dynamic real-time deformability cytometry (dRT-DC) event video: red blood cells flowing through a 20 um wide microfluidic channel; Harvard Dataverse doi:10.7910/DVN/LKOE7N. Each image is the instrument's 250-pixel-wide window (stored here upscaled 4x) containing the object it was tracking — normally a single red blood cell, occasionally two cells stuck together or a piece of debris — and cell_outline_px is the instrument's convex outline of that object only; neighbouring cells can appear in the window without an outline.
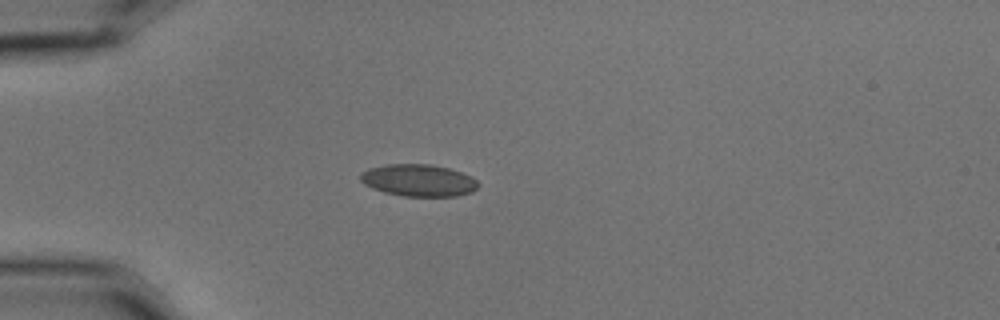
{"species": "common noctule bat (a hibernating species)", "species_latin": "Nyctalus noctula", "temperature_condition": "cold", "stored_images_in_passage": 4, "camera_frame_rate_fps": 3000, "um_per_image_px": 0.085, "animal": {"sex": "male", "body_mass_g": 15.6}, "frame": {"image": 1, "passage_image": 4, "time_ms": 1.0, "image_size_px": [1000, 320], "cell_outline_px": [[480, 184], [472, 192], [456, 196], [404, 196], [384, 192], [372, 188], [364, 184], [360, 180], [360, 172], [368, 168], [388, 164], [432, 164], [448, 168], [472, 176]], "centroid_in_image_um": [35.56, 15.32], "position_along_channel_um": 49.4, "area_um2": 22.08}}